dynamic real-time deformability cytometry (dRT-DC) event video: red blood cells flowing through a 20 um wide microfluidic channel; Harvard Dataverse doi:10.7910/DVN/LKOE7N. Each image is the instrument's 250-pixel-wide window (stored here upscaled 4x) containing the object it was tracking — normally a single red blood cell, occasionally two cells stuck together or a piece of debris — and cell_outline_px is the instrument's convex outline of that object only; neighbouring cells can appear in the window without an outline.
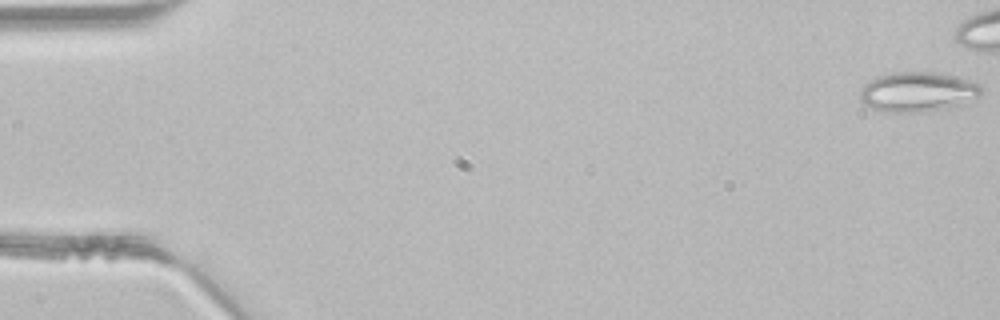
{"species": "common noctule bat (a hibernating species)", "species_latin": "Nyctalus noctula", "temperature_condition": "room temperature", "stored_images_in_passage": 38, "camera_frame_rate_fps": 3000, "um_per_image_px": 0.085, "animal": {"sex": "male", "body_mass_g": 21.5, "forearm_length_mm": 52.0}, "frame": {"image": 1, "passage_image": 1, "time_ms": 0.0, "image_size_px": [1000, 320], "cell_outline_px": [[980, 92], [976, 96], [964, 104], [948, 108], [924, 112], [884, 112], [872, 108], [864, 104], [860, 100], [860, 88], [864, 84], [876, 76], [892, 72], [936, 72], [956, 76], [980, 84]], "centroid_in_image_um": [77.95, 7.81], "position_along_channel_um": 7.0, "area_um2": 28.26}}
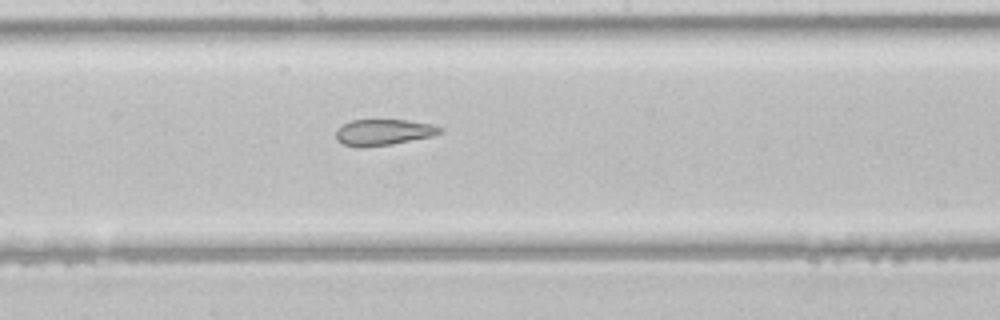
{"frame": {"image": 2, "passage_image": 25, "time_ms": 8.0, "image_size_px": [1000, 320], "cell_outline_px": [[444, 132], [432, 136], [392, 144], [360, 148], [344, 144], [336, 140], [336, 132], [344, 124], [352, 120], [404, 120], [432, 124], [444, 128]], "centroid_in_image_um": [32.63, 11.25], "position_along_channel_um": 215.6, "area_um2": 15.78}}
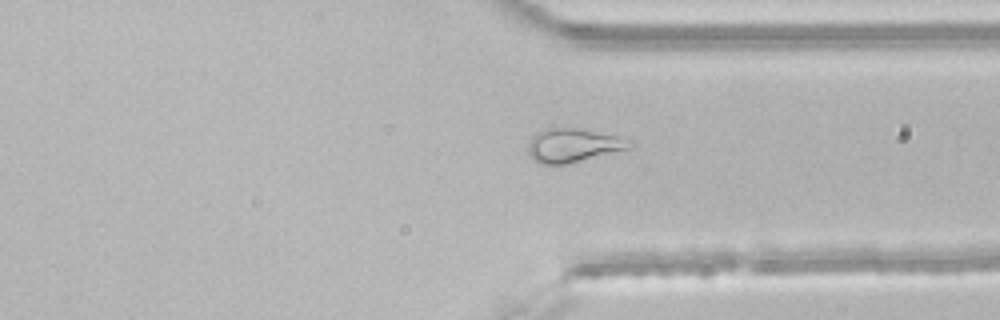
{"frame": {"image": 3, "passage_image": 35, "time_ms": 11.333, "image_size_px": [1000, 320], "cell_outline_px": [[636, 144], [632, 148], [568, 164], [540, 164], [528, 152], [528, 144], [532, 136], [536, 132], [544, 128], [576, 128], [616, 136], [632, 140]], "centroid_in_image_um": [48.75, 12.35], "position_along_channel_um": 362.7, "area_um2": 20.0}}